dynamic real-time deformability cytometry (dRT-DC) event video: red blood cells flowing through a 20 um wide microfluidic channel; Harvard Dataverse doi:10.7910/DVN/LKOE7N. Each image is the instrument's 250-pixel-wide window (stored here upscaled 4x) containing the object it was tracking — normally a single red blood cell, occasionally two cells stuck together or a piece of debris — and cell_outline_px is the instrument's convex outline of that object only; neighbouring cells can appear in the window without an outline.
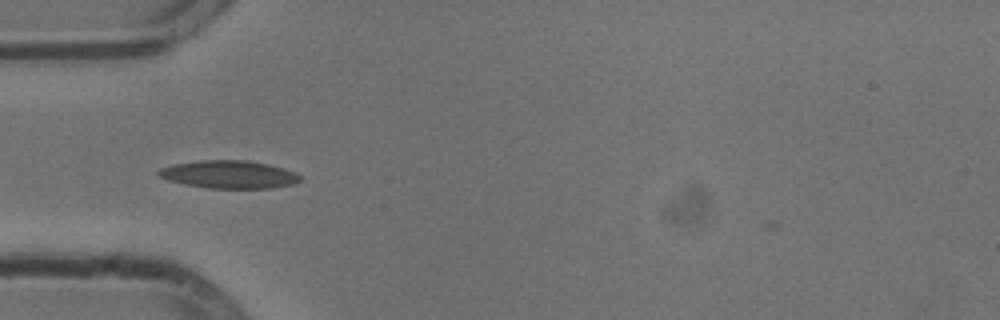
{"species": "common noctule bat (a hibernating species)", "species_latin": "Nyctalus noctula", "temperature_condition": "cold", "stored_images_in_passage": 43, "camera_frame_rate_fps": 3000, "um_per_image_px": 0.085, "animal": {"sex": "male", "body_mass_g": 13.3}, "frame": {"image": 1, "passage_image": 5, "time_ms": 1.333, "image_size_px": [1000, 320], "cell_outline_px": [[300, 180], [292, 184], [272, 188], [208, 188], [184, 184], [168, 180], [156, 176], [156, 172], [160, 168], [172, 164], [200, 160], [248, 160], [268, 164], [284, 168], [300, 176]], "centroid_in_image_um": [19.4, 14.82], "position_along_channel_um": 65.6, "area_um2": 23.0}}
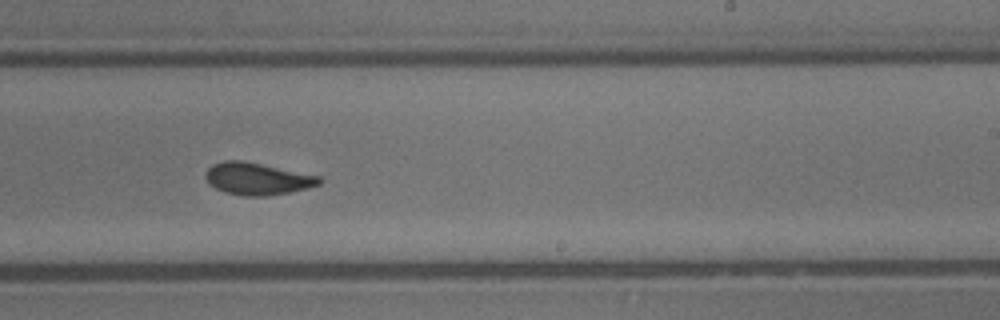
{"frame": {"image": 2, "passage_image": 21, "time_ms": 6.667, "image_size_px": [1000, 320], "cell_outline_px": [[324, 180], [320, 184], [308, 188], [268, 196], [244, 196], [224, 192], [208, 184], [204, 176], [208, 168], [212, 164], [224, 160], [244, 160], [320, 176]], "centroid_in_image_um": [21.86, 15.19], "position_along_channel_um": 267.1, "area_um2": 21.5}}
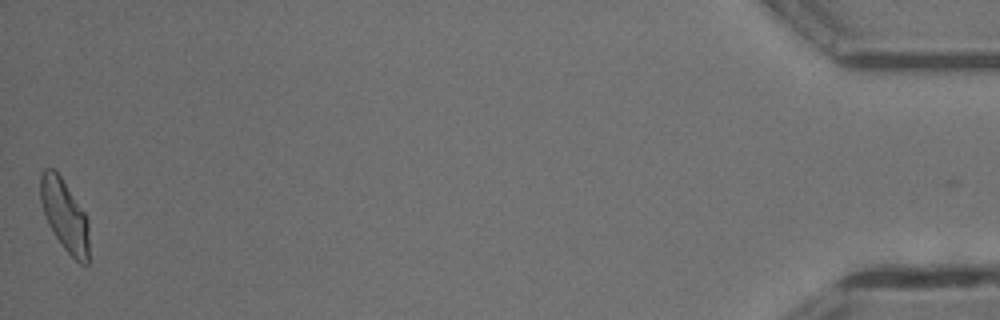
{"frame": {"image": 3, "passage_image": 42, "time_ms": 13.667, "image_size_px": [1000, 320], "cell_outline_px": [[88, 264], [80, 264], [64, 248], [48, 224], [40, 200], [40, 176], [44, 168], [52, 168], [60, 176], [84, 212], [88, 220]], "centroid_in_image_um": [5.49, 18.3], "position_along_channel_um": 429.7, "area_um2": 19.88}, "authors_computed_cell_mechanics": {"area_um2": 20.6924, "velocity_mm_per_s": 3.7709, "shape_relaxation_time_tau1_ms": 5.359, "shape_relaxation_time_tau2_ms": 1.6184, "deformation_change_tau1": 0.1484, "deformation_change_tau2": 0.0695}}